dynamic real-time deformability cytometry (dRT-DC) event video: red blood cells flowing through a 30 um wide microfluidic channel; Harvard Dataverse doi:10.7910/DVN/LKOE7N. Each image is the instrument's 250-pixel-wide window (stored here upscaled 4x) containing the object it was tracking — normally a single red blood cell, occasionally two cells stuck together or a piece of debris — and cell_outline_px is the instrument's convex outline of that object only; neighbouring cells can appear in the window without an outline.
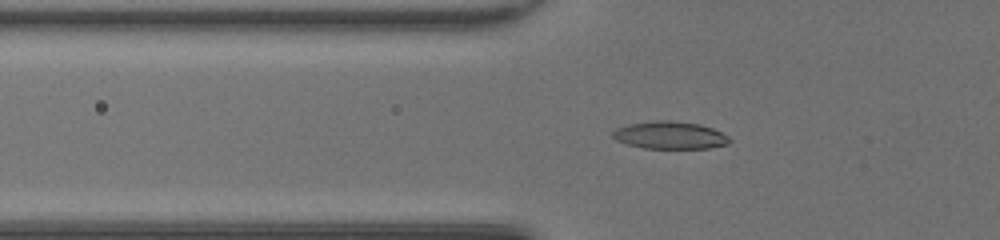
{"species": "common noctule bat (a hibernating species)", "species_latin": "Nyctalus noctula", "temperature_condition": "room temperature", "stored_images_in_passage": 24, "camera_frame_rate_fps": 3000, "um_per_image_px": 0.085, "animal": {"sex": "female", "body_mass_g": 20.0, "forearm_length_mm": 54.0}, "frame": {"image": 1, "passage_image": 21, "time_ms": 6.667, "image_size_px": [1000, 240], "cell_outline_px": [[732, 140], [728, 144], [712, 148], [644, 148], [628, 144], [616, 140], [612, 136], [612, 132], [616, 128], [628, 124], [656, 120], [672, 120], [700, 124], [712, 128], [728, 136]], "centroid_in_image_um": [56.96, 11.49], "position_along_channel_um": 68.8, "area_um2": 18.79}}
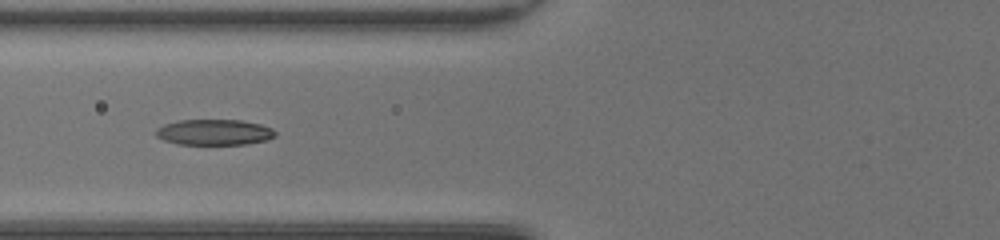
{"frame": {"image": 2, "passage_image": 24, "time_ms": 7.667, "image_size_px": [1000, 240], "cell_outline_px": [[276, 136], [268, 140], [244, 144], [176, 144], [164, 140], [156, 136], [156, 128], [164, 124], [180, 120], [240, 120], [260, 124], [272, 128], [276, 132]], "centroid_in_image_um": [18.22, 11.24], "position_along_channel_um": 107.6, "area_um2": 17.92}}